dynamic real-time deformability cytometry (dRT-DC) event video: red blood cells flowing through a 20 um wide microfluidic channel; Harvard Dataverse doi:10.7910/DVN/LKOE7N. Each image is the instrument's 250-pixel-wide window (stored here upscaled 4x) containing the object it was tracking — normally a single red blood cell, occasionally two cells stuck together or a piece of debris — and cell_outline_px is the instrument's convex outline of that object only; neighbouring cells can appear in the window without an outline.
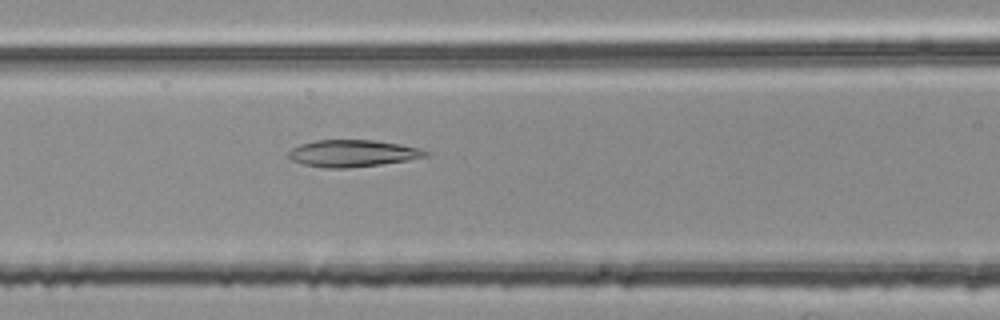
{"species": "common noctule bat (a hibernating species)", "species_latin": "Nyctalus noctula", "temperature_condition": "room temperature", "stored_images_in_passage": 44, "camera_frame_rate_fps": 3000, "um_per_image_px": 0.085, "animal": {"sex": "female", "body_mass_g": 25.1}, "frame": {"image": 1, "passage_image": 12, "time_ms": 3.667, "image_size_px": [1000, 320], "cell_outline_px": [[428, 156], [408, 160], [380, 164], [348, 168], [328, 168], [304, 164], [292, 160], [288, 156], [288, 152], [292, 148], [300, 144], [316, 140], [372, 140], [400, 144], [420, 148], [428, 152]], "centroid_in_image_um": [29.97, 13.03], "position_along_channel_um": 136.6, "area_um2": 21.33}}
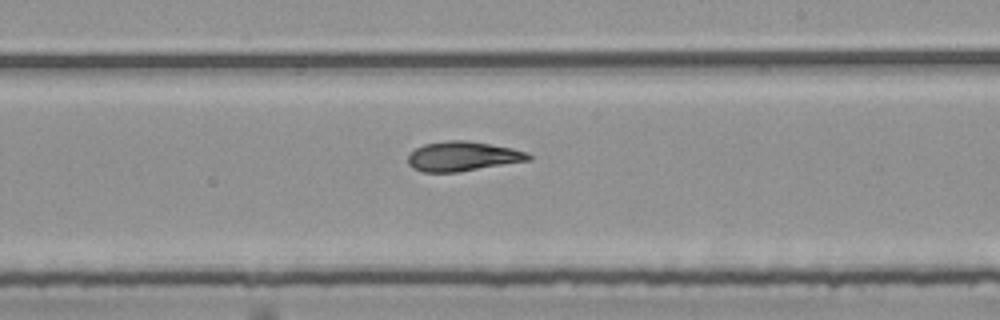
{"frame": {"image": 2, "passage_image": 21, "time_ms": 6.667, "image_size_px": [1000, 320], "cell_outline_px": [[532, 160], [456, 172], [424, 172], [412, 168], [408, 164], [408, 156], [416, 148], [424, 144], [448, 140], [464, 140], [512, 148], [528, 152], [532, 156]], "centroid_in_image_um": [39.34, 13.29], "position_along_channel_um": 249.7, "area_um2": 20.69}}
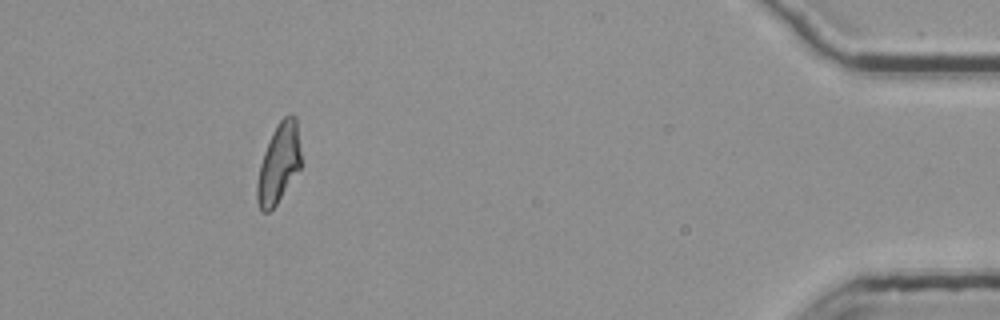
{"frame": {"image": 3, "passage_image": 39, "time_ms": 12.667, "image_size_px": [1000, 320], "cell_outline_px": [[304, 164], [276, 204], [268, 212], [260, 212], [256, 200], [256, 184], [260, 164], [264, 152], [272, 132], [276, 124], [284, 116], [296, 116]], "centroid_in_image_um": [23.72, 13.89], "position_along_channel_um": 411.5, "area_um2": 20.87}}